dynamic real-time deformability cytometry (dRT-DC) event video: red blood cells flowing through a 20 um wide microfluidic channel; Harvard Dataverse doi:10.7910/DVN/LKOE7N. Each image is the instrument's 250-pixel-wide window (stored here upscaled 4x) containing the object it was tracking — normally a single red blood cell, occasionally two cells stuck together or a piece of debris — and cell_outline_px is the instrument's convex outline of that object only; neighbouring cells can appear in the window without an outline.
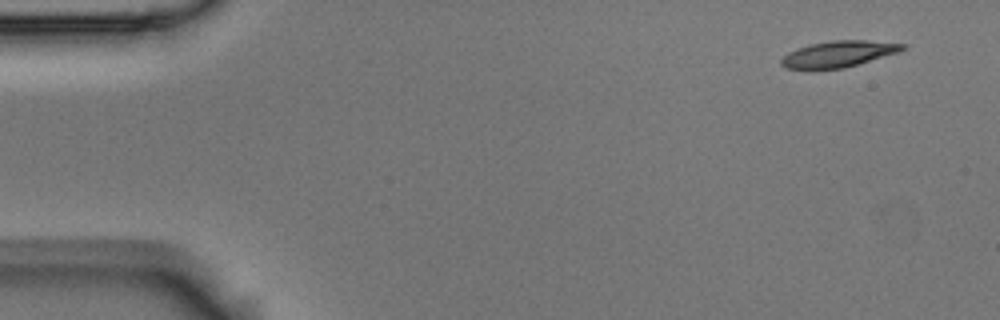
{"species": "Egyptian fruit bat (a non-hibernating species)", "species_latin": "Rousettus aegyptiacus", "temperature_condition": "room temperature", "stored_images_in_passage": 6, "camera_frame_rate_fps": 3000, "um_per_image_px": 0.085, "animal": {"sex": "male"}, "frame": {"image": 1, "passage_image": 1, "time_ms": 0.0, "image_size_px": [1000, 320], "cell_outline_px": [[908, 48], [900, 52], [844, 68], [784, 68], [780, 64], [780, 60], [788, 52], [812, 44], [832, 40], [864, 40], [908, 44]], "centroid_in_image_um": [71.35, 4.57], "position_along_channel_um": 13.7, "area_um2": 18.32}}
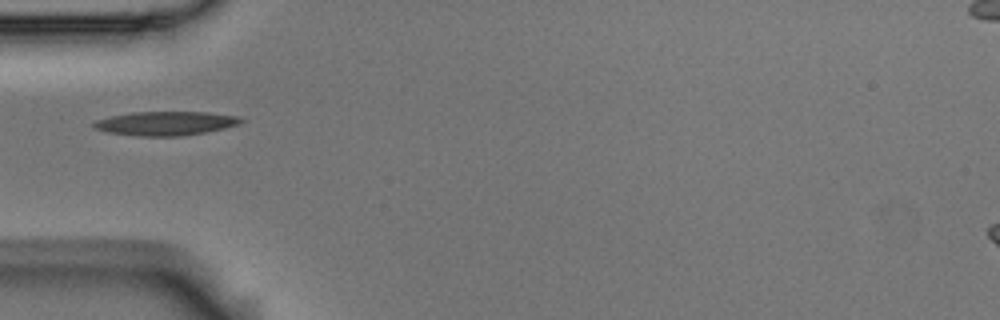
{"frame": {"image": 2, "passage_image": 5, "time_ms": 1.333, "image_size_px": [1000, 320], "cell_outline_px": [[244, 120], [236, 124], [224, 128], [184, 136], [136, 136], [108, 132], [92, 128], [92, 124], [96, 120], [112, 116], [132, 112], [208, 112], [236, 116]], "centroid_in_image_um": [14.02, 10.49], "position_along_channel_um": 71.0, "area_um2": 20.4}}
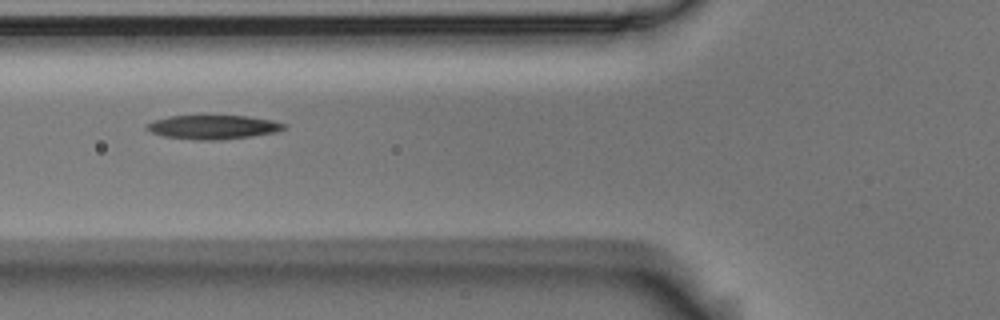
{"frame": {"image": 3, "passage_image": 6, "time_ms": 1.667, "image_size_px": [1000, 320], "cell_outline_px": [[288, 128], [276, 132], [252, 136], [220, 140], [196, 140], [164, 136], [152, 132], [144, 128], [144, 124], [152, 120], [168, 116], [248, 116], [272, 120], [288, 124]], "centroid_in_image_um": [18.12, 10.8], "position_along_channel_um": 107.7, "area_um2": 19.42}}